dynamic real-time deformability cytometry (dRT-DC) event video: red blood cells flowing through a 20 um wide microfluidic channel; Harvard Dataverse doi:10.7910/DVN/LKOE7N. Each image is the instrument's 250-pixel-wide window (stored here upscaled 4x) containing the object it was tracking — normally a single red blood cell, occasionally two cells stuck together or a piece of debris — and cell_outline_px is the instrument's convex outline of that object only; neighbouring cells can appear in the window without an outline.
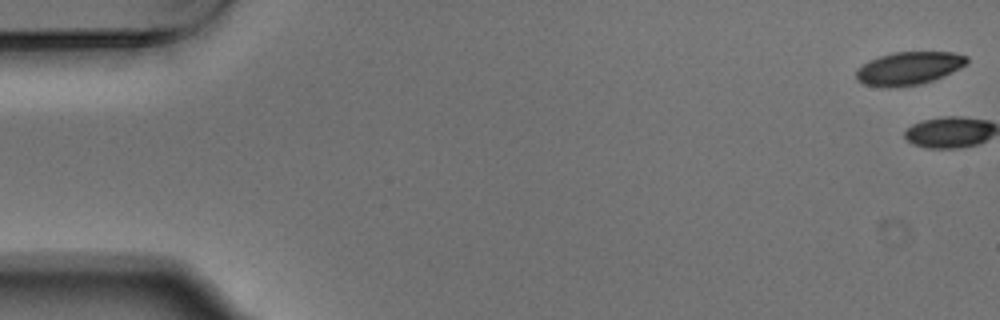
{"species": "Egyptian fruit bat (a non-hibernating species)", "species_latin": "Rousettus aegyptiacus", "temperature_condition": "warm", "stored_images_in_passage": 2, "camera_frame_rate_fps": 3000, "um_per_image_px": 0.085, "animal": {"sex": "male"}, "frame": {"image": 1, "passage_image": 1, "time_ms": 0.0, "image_size_px": [1000, 320], "cell_outline_px": [[968, 64], [960, 68], [932, 80], [920, 84], [888, 88], [884, 88], [864, 84], [856, 80], [856, 68], [868, 60], [892, 52], [952, 52], [968, 56]], "centroid_in_image_um": [77.21, 5.8], "position_along_channel_um": 7.8, "area_um2": 21.44}}